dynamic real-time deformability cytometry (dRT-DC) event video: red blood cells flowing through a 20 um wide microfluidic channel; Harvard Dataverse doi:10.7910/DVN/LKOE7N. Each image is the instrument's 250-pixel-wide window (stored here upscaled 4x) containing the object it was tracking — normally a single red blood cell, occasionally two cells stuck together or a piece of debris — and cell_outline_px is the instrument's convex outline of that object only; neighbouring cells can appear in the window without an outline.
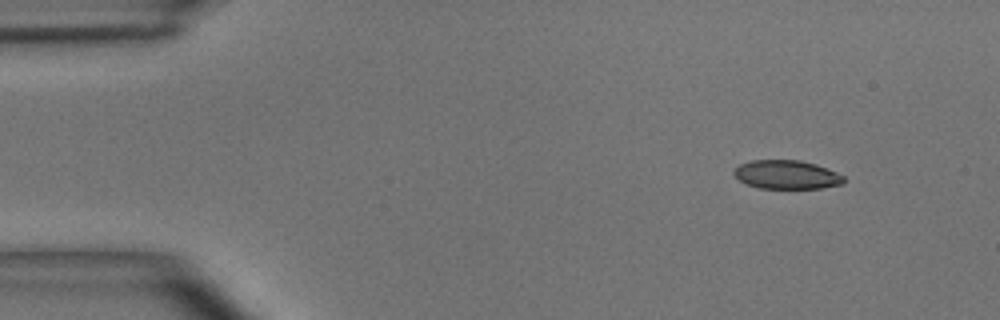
{"species": "common noctule bat (a hibernating species)", "species_latin": "Nyctalus noctula", "temperature_condition": "room temperature", "stored_images_in_passage": 49, "camera_frame_rate_fps": 3000, "um_per_image_px": 0.085, "animal": {"sex": "male", "body_mass_g": 15.6}, "frame": {"image": 1, "passage_image": 4, "time_ms": 1.0, "image_size_px": [1000, 320], "cell_outline_px": [[844, 184], [820, 188], [760, 188], [748, 184], [740, 180], [732, 172], [740, 164], [752, 160], [800, 160], [816, 164], [836, 172], [844, 176]], "centroid_in_image_um": [66.89, 14.84], "position_along_channel_um": 18.1, "area_um2": 18.26}}
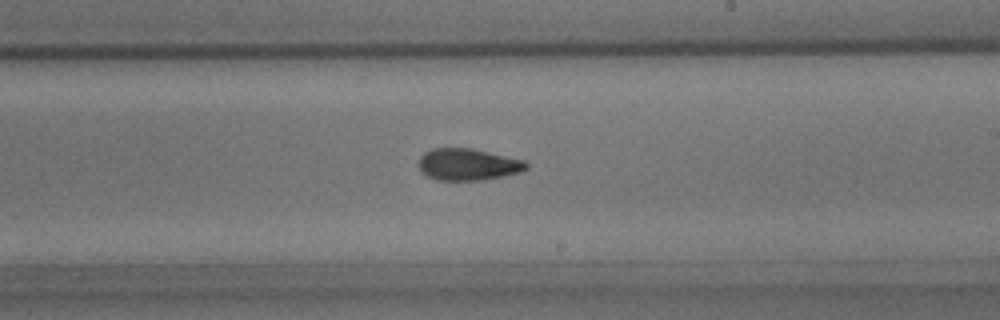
{"frame": {"image": 2, "passage_image": 28, "time_ms": 9.0, "image_size_px": [1000, 320], "cell_outline_px": [[528, 168], [520, 172], [504, 176], [480, 180], [436, 180], [420, 172], [420, 156], [424, 152], [432, 148], [472, 148], [524, 160], [528, 164]], "centroid_in_image_um": [39.77, 13.97], "position_along_channel_um": 249.2, "area_um2": 19.94}}
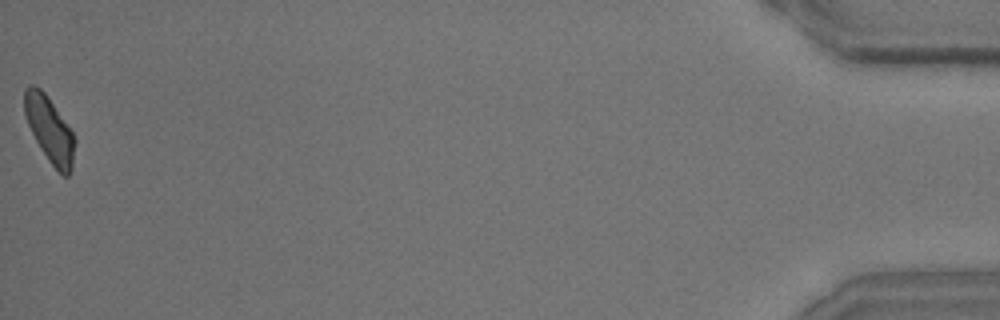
{"frame": {"image": 3, "passage_image": 49, "time_ms": 16.0, "image_size_px": [1000, 320], "cell_outline_px": [[76, 140], [72, 168], [68, 176], [64, 176], [48, 160], [36, 140], [28, 124], [24, 112], [24, 88], [32, 84], [40, 88], [44, 92], [72, 132]], "centroid_in_image_um": [4.21, 11.0], "position_along_channel_um": 431.0, "area_um2": 18.84}, "authors_computed_cell_mechanics": {"area_um2": 19.8254, "velocity_mm_per_s": 3.9735, "shape_relaxation_time_tau1_ms": 4.6711, "shape_relaxation_time_tau2_ms": 1.9258, "deformation_change_tau1": 0.1528, "deformation_change_tau2": 0.0738}}